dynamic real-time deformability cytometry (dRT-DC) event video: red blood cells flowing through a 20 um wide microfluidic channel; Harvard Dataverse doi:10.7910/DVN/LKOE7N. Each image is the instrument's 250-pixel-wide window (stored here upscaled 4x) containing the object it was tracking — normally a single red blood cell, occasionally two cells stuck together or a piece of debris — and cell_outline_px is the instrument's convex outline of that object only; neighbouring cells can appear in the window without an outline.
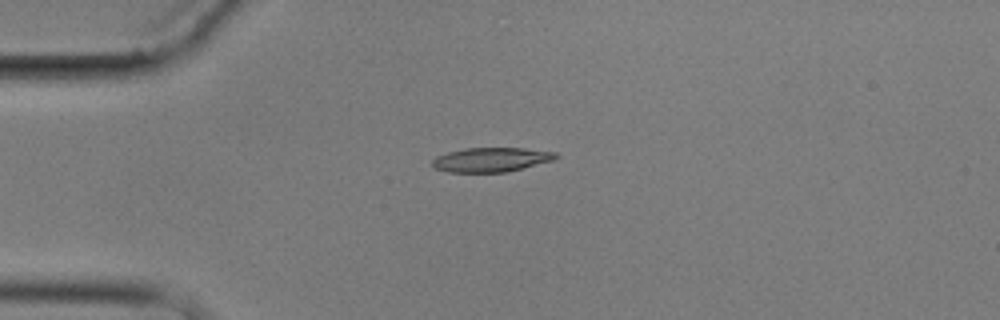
{"species": "common noctule bat (a hibernating species)", "species_latin": "Nyctalus noctula", "temperature_condition": "cold", "stored_images_in_passage": 1, "camera_frame_rate_fps": 3000, "um_per_image_px": 0.085, "animal": {"sex": "male", "body_mass_g": 17.9}, "frame": {"image": 1, "passage_image": 1, "time_ms": 0.0, "image_size_px": [1000, 320], "cell_outline_px": [[560, 156], [556, 160], [508, 172], [448, 172], [436, 168], [432, 164], [432, 160], [436, 156], [448, 152], [464, 148], [524, 148], [556, 152]], "centroid_in_image_um": [41.81, 13.57], "position_along_channel_um": 43.2, "area_um2": 17.69}}